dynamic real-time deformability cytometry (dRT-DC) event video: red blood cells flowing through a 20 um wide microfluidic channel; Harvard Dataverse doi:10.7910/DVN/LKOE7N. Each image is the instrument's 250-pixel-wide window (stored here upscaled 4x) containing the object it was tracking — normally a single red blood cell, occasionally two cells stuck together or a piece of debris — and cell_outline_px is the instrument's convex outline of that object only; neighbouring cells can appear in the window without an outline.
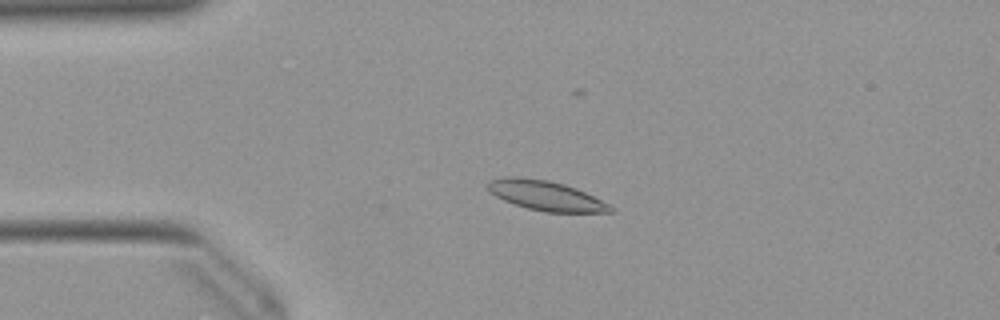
{"species": "Egyptian fruit bat (a non-hibernating species)", "species_latin": "Rousettus aegyptiacus", "temperature_condition": "warm", "stored_images_in_passage": 53, "camera_frame_rate_fps": 3000, "um_per_image_px": 0.085, "animal": {"sex": "female"}, "frame": {"image": 1, "passage_image": 13, "time_ms": 4.0, "image_size_px": [1000, 320], "cell_outline_px": [[616, 212], [544, 212], [528, 208], [504, 200], [496, 196], [488, 188], [488, 180], [504, 176], [512, 176], [548, 180], [564, 184], [576, 188], [616, 208]], "centroid_in_image_um": [46.4, 16.62], "position_along_channel_um": 38.6, "area_um2": 21.04}}
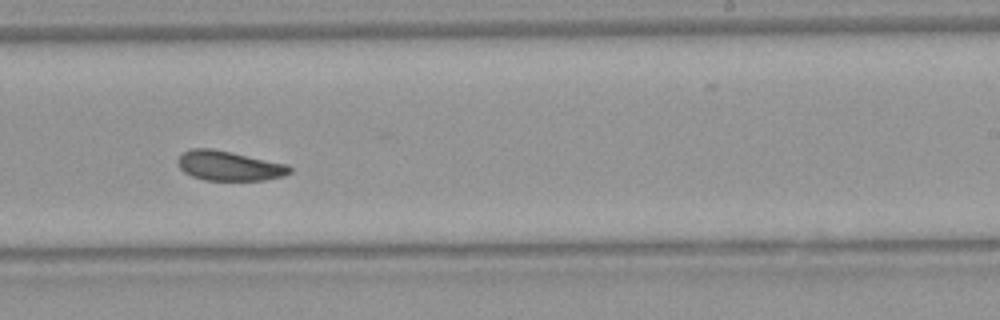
{"frame": {"image": 2, "passage_image": 33, "time_ms": 10.667, "image_size_px": [1000, 320], "cell_outline_px": [[292, 172], [284, 176], [264, 180], [204, 180], [192, 176], [184, 172], [180, 168], [176, 160], [184, 152], [192, 148], [212, 148], [288, 164], [292, 168]], "centroid_in_image_um": [19.49, 14.09], "position_along_channel_um": 269.5, "area_um2": 19.42}}
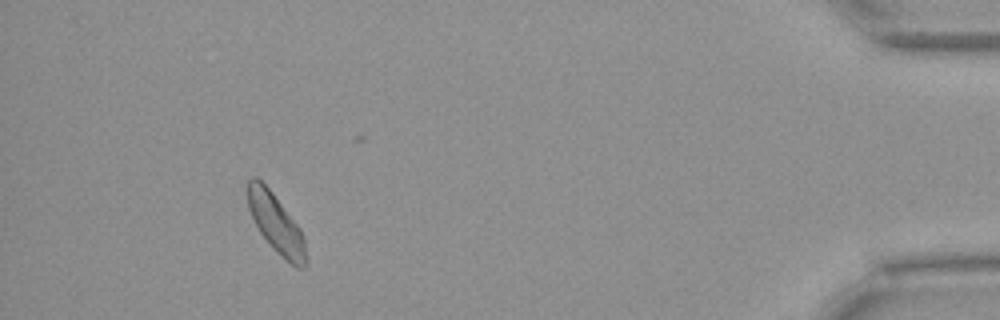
{"frame": {"image": 3, "passage_image": 49, "time_ms": 16.0, "image_size_px": [1000, 320], "cell_outline_px": [[304, 268], [296, 268], [260, 232], [248, 208], [244, 188], [248, 180], [252, 176], [256, 176], [272, 192], [300, 228], [304, 236]], "centroid_in_image_um": [23.38, 18.86], "position_along_channel_um": 411.8, "area_um2": 19.31}, "authors_computed_cell_mechanics": {"area_um2": 20.0566, "velocity_mm_per_s": 3.9168, "shape_relaxation_time_tau1_ms": 4.6899, "shape_relaxation_time_tau2_ms": 3.6138, "deformation_change_tau1": 0.1067, "deformation_change_tau2": 0.0985}}